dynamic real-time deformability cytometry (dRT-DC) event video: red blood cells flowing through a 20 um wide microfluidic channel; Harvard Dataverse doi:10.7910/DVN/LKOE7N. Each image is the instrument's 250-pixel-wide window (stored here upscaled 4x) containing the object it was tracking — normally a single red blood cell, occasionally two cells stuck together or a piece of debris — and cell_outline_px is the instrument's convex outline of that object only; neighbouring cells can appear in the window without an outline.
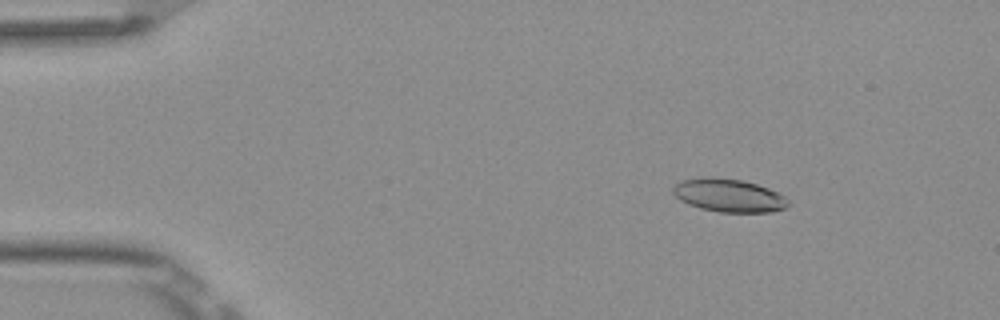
{"species": "Egyptian fruit bat (a non-hibernating species)", "species_latin": "Rousettus aegyptiacus", "temperature_condition": "room temperature", "stored_images_in_passage": 5, "camera_frame_rate_fps": 3000, "um_per_image_px": 0.085, "frame": {"image": 1, "passage_image": 3, "time_ms": 0.667, "image_size_px": [1000, 320], "cell_outline_px": [[788, 204], [784, 208], [772, 212], [720, 212], [700, 208], [688, 204], [680, 200], [672, 192], [672, 188], [680, 180], [704, 176], [712, 176], [740, 180], [756, 184], [768, 188], [784, 196], [788, 200]], "centroid_in_image_um": [61.9, 16.6], "position_along_channel_um": 23.1, "area_um2": 22.25}}